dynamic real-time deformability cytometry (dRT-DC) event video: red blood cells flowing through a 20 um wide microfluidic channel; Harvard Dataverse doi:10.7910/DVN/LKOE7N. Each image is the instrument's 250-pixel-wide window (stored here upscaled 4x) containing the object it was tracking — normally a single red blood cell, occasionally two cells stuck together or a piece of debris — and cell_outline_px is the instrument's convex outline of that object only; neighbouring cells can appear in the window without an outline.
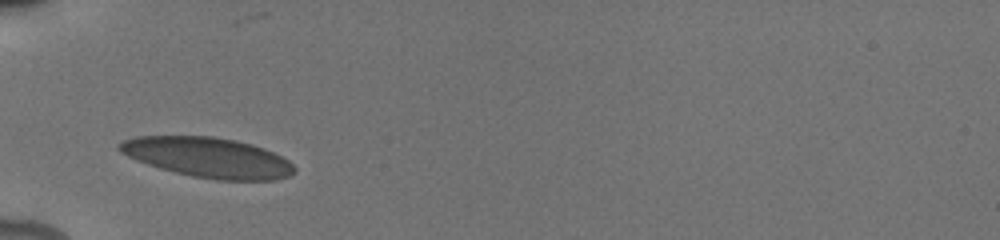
{"species": "human", "species_latin": "Homo sapiens", "temperature_condition": "cold", "stored_images_in_passage": 57, "camera_frame_rate_fps": 3000, "um_per_image_px": 0.085, "donor": {"sex": "male"}, "frame": {"image": 1, "passage_image": 1, "time_ms": 0.0, "image_size_px": [1000, 240], "cell_outline_px": [[296, 172], [288, 176], [272, 180], [216, 180], [192, 176], [160, 168], [136, 160], [120, 152], [116, 148], [116, 144], [124, 140], [136, 136], [212, 136], [236, 140], [252, 144], [264, 148], [288, 160], [296, 168]], "centroid_in_image_um": [17.66, 13.38], "position_along_channel_um": 67.3, "area_um2": 40.86}}
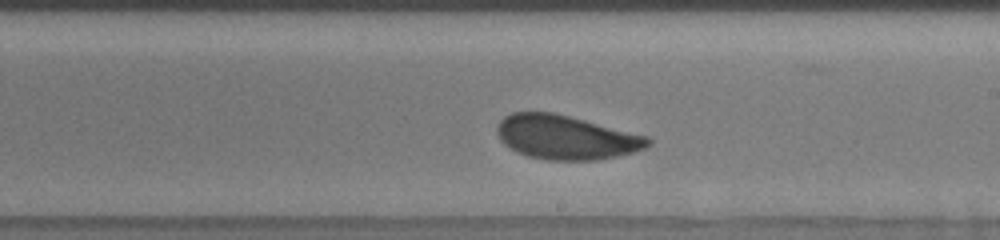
{"frame": {"image": 2, "passage_image": 21, "time_ms": 4.667, "image_size_px": [1000, 240], "cell_outline_px": [[652, 144], [644, 148], [632, 152], [600, 160], [548, 160], [528, 156], [516, 152], [504, 144], [500, 140], [496, 132], [496, 124], [504, 116], [512, 112], [552, 112], [648, 136], [652, 140]], "centroid_in_image_um": [48.07, 11.67], "position_along_channel_um": 240.9, "area_um2": 38.78}}
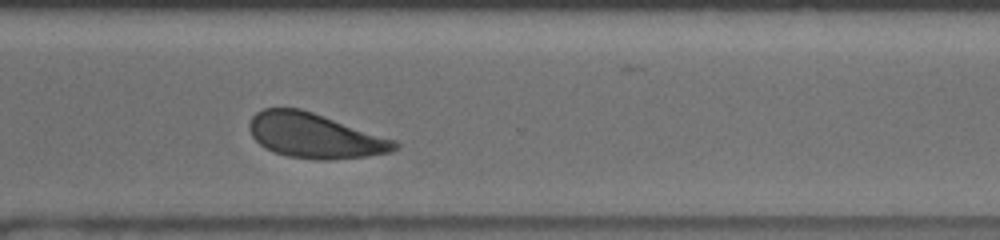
{"frame": {"image": 3, "passage_image": 42, "time_ms": 7.333, "image_size_px": [1000, 240], "cell_outline_px": [[400, 148], [392, 152], [368, 156], [328, 160], [316, 160], [288, 156], [272, 152], [264, 148], [252, 136], [248, 128], [248, 124], [252, 116], [256, 112], [264, 108], [300, 108], [396, 140], [400, 144]], "centroid_in_image_um": [26.76, 11.54], "position_along_channel_um": 343.8, "area_um2": 38.15}, "authors_computed_cell_mechanics": {"area_um2": 38.7838, "velocity_mm_per_s": 3.8439, "shape_relaxation_time_tau1_ms": 3.2427, "shape_relaxation_time_tau2_ms": 0.9547, "deformation_change_tau1": 0.0973, "deformation_change_tau2": 0.0676}}